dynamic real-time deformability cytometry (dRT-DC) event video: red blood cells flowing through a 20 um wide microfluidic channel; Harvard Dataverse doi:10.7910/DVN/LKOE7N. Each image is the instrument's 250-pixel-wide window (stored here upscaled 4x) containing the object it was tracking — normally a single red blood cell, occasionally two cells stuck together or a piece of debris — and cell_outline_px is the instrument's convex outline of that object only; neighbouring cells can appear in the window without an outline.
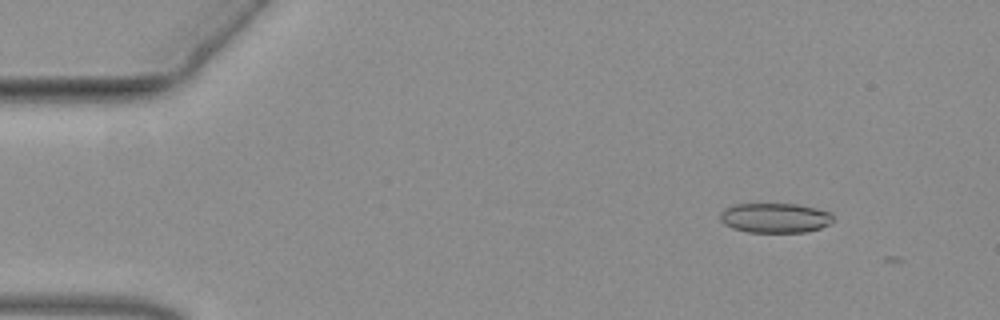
{"species": "common noctule bat (a hibernating species)", "species_latin": "Nyctalus noctula", "temperature_condition": "warm", "stored_images_in_passage": 5, "camera_frame_rate_fps": 3000, "um_per_image_px": 0.085, "animal": {"sex": "female", "body_mass_g": 19.3, "forearm_length_mm": 54.1}, "frame": {"image": 1, "passage_image": 3, "time_ms": 0.667, "image_size_px": [1000, 320], "cell_outline_px": [[836, 220], [820, 228], [804, 232], [748, 232], [732, 228], [724, 224], [720, 220], [720, 212], [724, 208], [736, 204], [796, 204], [816, 208], [832, 212]], "centroid_in_image_um": [65.89, 18.52], "position_along_channel_um": 19.1, "area_um2": 19.77}}